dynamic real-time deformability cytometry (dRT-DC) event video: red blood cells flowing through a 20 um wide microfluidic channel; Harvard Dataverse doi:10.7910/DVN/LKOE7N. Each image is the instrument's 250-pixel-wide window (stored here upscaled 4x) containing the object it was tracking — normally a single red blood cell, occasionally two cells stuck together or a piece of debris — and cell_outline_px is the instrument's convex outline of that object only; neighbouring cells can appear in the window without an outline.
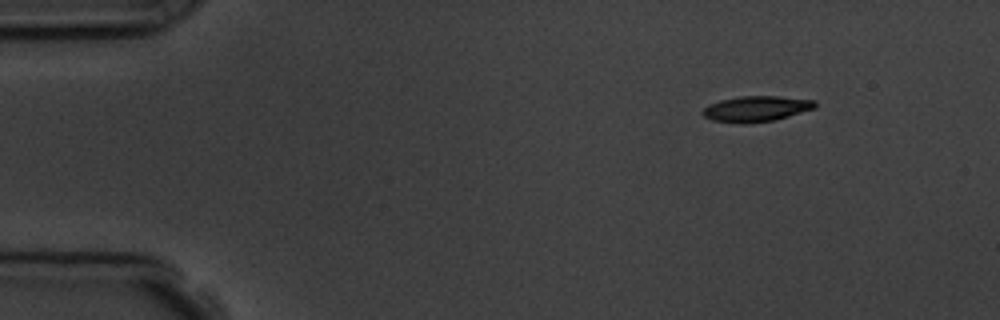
{"species": "common noctule bat (a hibernating species)", "species_latin": "Nyctalus noctula", "temperature_condition": "room temperature", "stored_images_in_passage": 5, "camera_frame_rate_fps": 3000, "um_per_image_px": 0.085, "animal": {"sex": "male", "body_mass_g": 19.5, "forearm_length_mm": 54.6}, "frame": {"image": 1, "passage_image": 1, "time_ms": 0.0, "image_size_px": [1000, 320], "cell_outline_px": [[816, 108], [776, 120], [712, 120], [704, 116], [704, 108], [708, 104], [720, 100], [740, 96], [780, 96], [816, 100]], "centroid_in_image_um": [64.38, 9.18], "position_along_channel_um": 20.6, "area_um2": 15.95}}
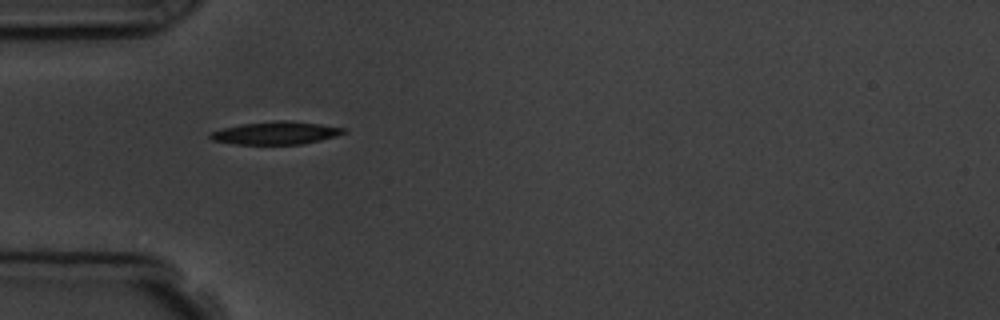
{"frame": {"image": 2, "passage_image": 4, "time_ms": 3.333, "image_size_px": [1000, 320], "cell_outline_px": [[348, 132], [336, 136], [320, 140], [300, 144], [236, 144], [212, 140], [208, 136], [208, 132], [240, 124], [276, 120], [288, 120], [320, 124], [344, 128]], "centroid_in_image_um": [23.42, 11.29], "position_along_channel_um": 61.6, "area_um2": 17.74}}